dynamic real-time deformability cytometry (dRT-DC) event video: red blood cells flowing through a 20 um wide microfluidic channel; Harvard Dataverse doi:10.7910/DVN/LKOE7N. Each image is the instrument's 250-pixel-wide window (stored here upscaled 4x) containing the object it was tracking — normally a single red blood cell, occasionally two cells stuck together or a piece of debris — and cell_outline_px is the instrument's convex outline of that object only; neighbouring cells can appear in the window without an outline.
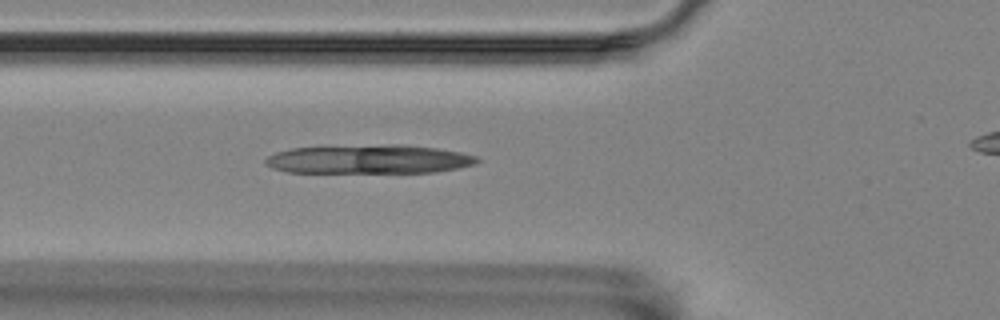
{"species": "Egyptian fruit bat (a non-hibernating species)", "species_latin": "Rousettus aegyptiacus", "temperature_condition": "room temperature", "stored_images_in_passage": 40, "camera_frame_rate_fps": 3000, "um_per_image_px": 0.085, "animal": {"sex": "female"}, "frame": {"image": 1, "passage_image": 6, "time_ms": 1.667, "image_size_px": [1000, 320], "cell_outline_px": [[480, 160], [472, 164], [456, 168], [436, 172], [288, 172], [272, 168], [264, 164], [264, 160], [268, 156], [276, 152], [292, 148], [392, 144], [404, 144], [436, 148], [460, 152], [476, 156]], "centroid_in_image_um": [31.34, 13.53], "position_along_channel_um": 94.5, "area_um2": 35.37}}
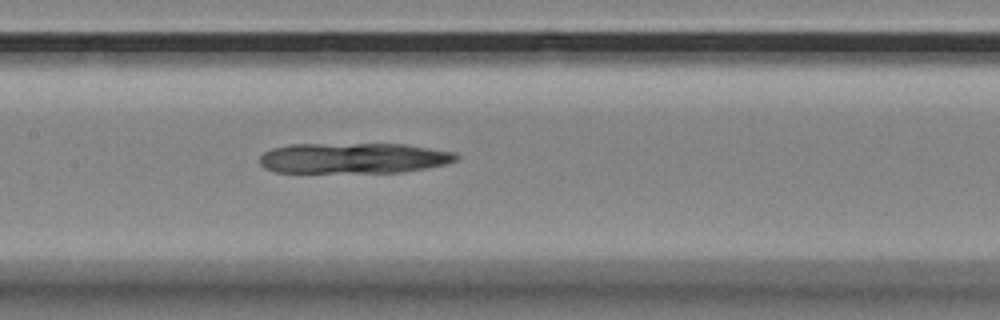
{"frame": {"image": 2, "passage_image": 13, "time_ms": 4.0, "image_size_px": [1000, 320], "cell_outline_px": [[460, 156], [456, 160], [444, 164], [424, 168], [400, 172], [276, 172], [264, 168], [260, 164], [260, 156], [264, 152], [272, 148], [292, 144], [404, 144], [456, 152]], "centroid_in_image_um": [30.03, 13.43], "position_along_channel_um": 177.4, "area_um2": 34.91}}
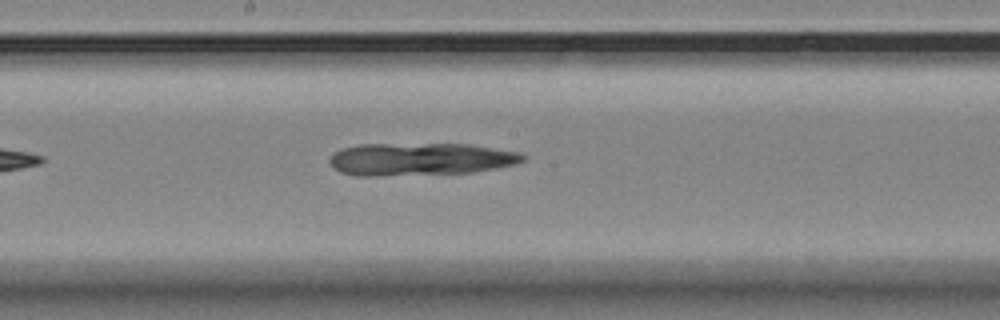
{"frame": {"image": 3, "passage_image": 16, "time_ms": 5.0, "image_size_px": [1000, 320], "cell_outline_px": [[524, 160], [516, 164], [472, 172], [372, 176], [356, 176], [340, 172], [328, 160], [340, 148], [360, 144], [468, 144], [520, 152], [524, 156]], "centroid_in_image_um": [35.71, 13.52], "position_along_channel_um": 212.5, "area_um2": 36.47}}